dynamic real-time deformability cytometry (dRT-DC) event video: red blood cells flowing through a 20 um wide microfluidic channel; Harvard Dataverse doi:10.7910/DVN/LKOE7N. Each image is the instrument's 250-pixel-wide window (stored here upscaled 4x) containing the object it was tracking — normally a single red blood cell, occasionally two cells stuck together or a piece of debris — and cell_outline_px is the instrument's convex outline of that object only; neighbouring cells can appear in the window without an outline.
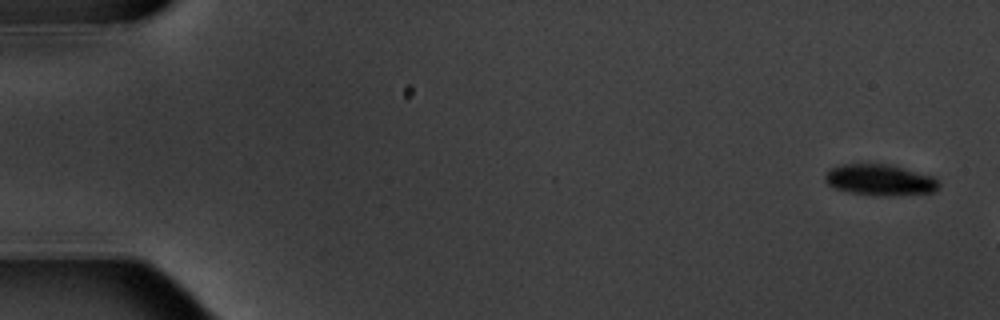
{"species": "common noctule bat (a hibernating species)", "species_latin": "Nyctalus noctula", "temperature_condition": "warm", "stored_images_in_passage": 3, "camera_frame_rate_fps": 3000, "um_per_image_px": 0.085, "animal": {"sex": "male", "body_mass_g": 20.1, "forearm_length_mm": 53.5}, "frame": {"image": 1, "passage_image": 1, "time_ms": 0.0, "image_size_px": [1000, 320], "cell_outline_px": [[940, 184], [932, 192], [888, 196], [872, 196], [848, 192], [832, 188], [824, 180], [824, 176], [828, 168], [840, 164], [892, 164], [936, 176], [940, 180]], "centroid_in_image_um": [74.78, 15.28], "position_along_channel_um": 10.2, "area_um2": 21.27}}